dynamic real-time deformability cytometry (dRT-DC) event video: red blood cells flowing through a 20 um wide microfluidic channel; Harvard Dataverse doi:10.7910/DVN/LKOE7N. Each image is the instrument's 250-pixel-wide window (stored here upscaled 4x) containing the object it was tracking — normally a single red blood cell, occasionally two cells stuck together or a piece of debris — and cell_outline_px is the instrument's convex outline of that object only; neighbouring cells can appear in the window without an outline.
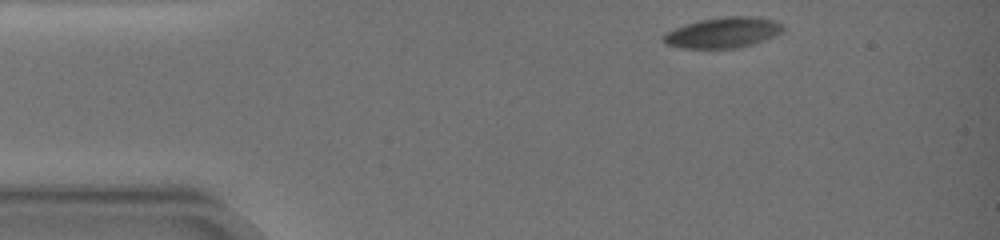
{"species": "common noctule bat (a hibernating species)", "species_latin": "Nyctalus noctula", "temperature_condition": "warm", "stored_images_in_passage": 46, "camera_frame_rate_fps": 3000, "um_per_image_px": 0.085, "animal": {"sex": "female", "body_mass_g": 19.0, "forearm_length_mm": 51.5}, "frame": {"image": 1, "passage_image": 1, "time_ms": 0.0, "image_size_px": [1000, 240], "cell_outline_px": [[784, 32], [764, 40], [752, 44], [736, 48], [680, 48], [664, 44], [660, 40], [660, 36], [664, 32], [684, 24], [700, 20], [728, 16], [756, 16], [772, 20], [784, 24]], "centroid_in_image_um": [61.4, 2.77], "position_along_channel_um": 23.6, "area_um2": 21.68}}
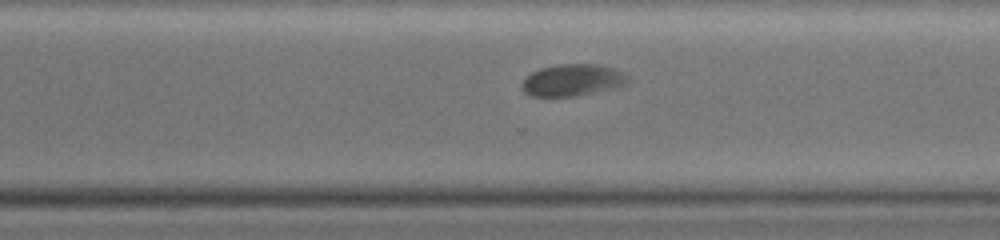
{"frame": {"image": 2, "passage_image": 34, "time_ms": 11.0, "image_size_px": [1000, 240], "cell_outline_px": [[628, 84], [616, 88], [576, 96], [528, 96], [520, 88], [520, 84], [532, 72], [540, 68], [560, 64], [596, 64], [612, 68], [624, 72], [628, 76]], "centroid_in_image_um": [48.67, 6.82], "position_along_channel_um": 321.9, "area_um2": 19.83}}
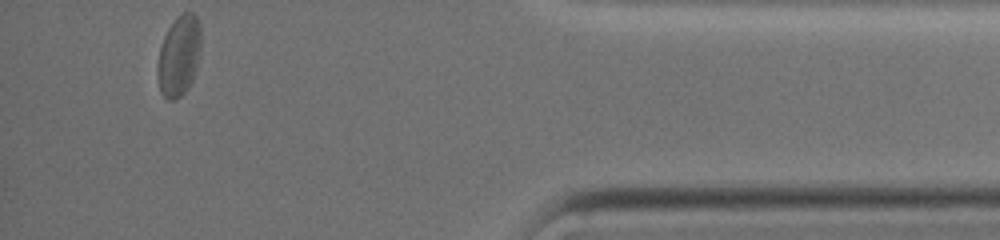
{"frame": {"image": 3, "passage_image": 46, "time_ms": 15.0, "image_size_px": [1000, 240], "cell_outline_px": [[200, 48], [196, 68], [192, 80], [188, 88], [180, 96], [172, 100], [168, 100], [160, 92], [156, 72], [156, 64], [160, 48], [164, 36], [168, 28], [176, 16], [180, 12], [192, 12], [196, 16], [200, 24]], "centroid_in_image_um": [15.19, 4.72], "position_along_channel_um": 420.0, "area_um2": 20.58}, "authors_computed_cell_mechanics": {"area_um2": 21.097, "velocity_mm_per_s": 3.3555, "shape_relaxation_time_tau1_ms": 6.3325, "shape_relaxation_time_tau2_ms": 1.2825, "deformation_change_tau1": 0.1269, "deformation_change_tau2": 0.0349}}